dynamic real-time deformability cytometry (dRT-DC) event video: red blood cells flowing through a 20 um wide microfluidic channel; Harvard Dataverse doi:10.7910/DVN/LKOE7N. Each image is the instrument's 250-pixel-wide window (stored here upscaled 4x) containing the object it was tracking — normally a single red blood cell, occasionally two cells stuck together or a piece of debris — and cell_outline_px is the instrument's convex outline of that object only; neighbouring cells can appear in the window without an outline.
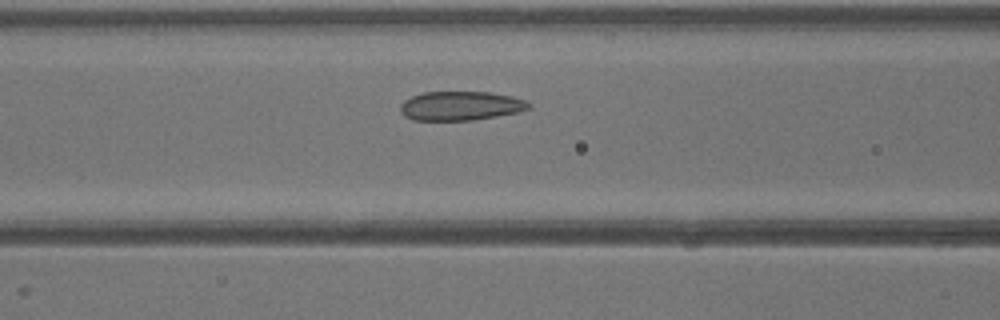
{"species": "common noctule bat (a hibernating species)", "species_latin": "Nyctalus noctula", "temperature_condition": "warm", "stored_images_in_passage": 28, "camera_frame_rate_fps": 3000, "um_per_image_px": 0.085, "animal": {"sex": "male", "body_mass_g": 13.3}, "frame": {"image": 1, "passage_image": 5, "time_ms": 1.333, "image_size_px": [1000, 320], "cell_outline_px": [[532, 108], [520, 112], [472, 120], [412, 120], [404, 116], [400, 112], [400, 104], [404, 100], [412, 96], [424, 92], [492, 92], [512, 96], [524, 100], [532, 104]], "centroid_in_image_um": [39.17, 9.0], "position_along_channel_um": 127.4, "area_um2": 21.96}}
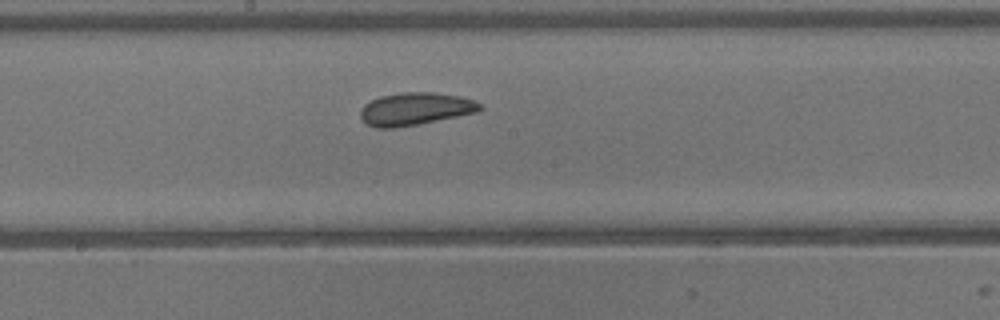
{"frame": {"image": 2, "passage_image": 10, "time_ms": 3.0, "image_size_px": [1000, 320], "cell_outline_px": [[484, 108], [476, 112], [396, 128], [376, 128], [368, 124], [360, 116], [360, 112], [364, 104], [380, 96], [404, 92], [432, 92], [460, 96], [472, 100], [480, 104]], "centroid_in_image_um": [35.27, 9.25], "position_along_channel_um": 212.9, "area_um2": 22.37}}
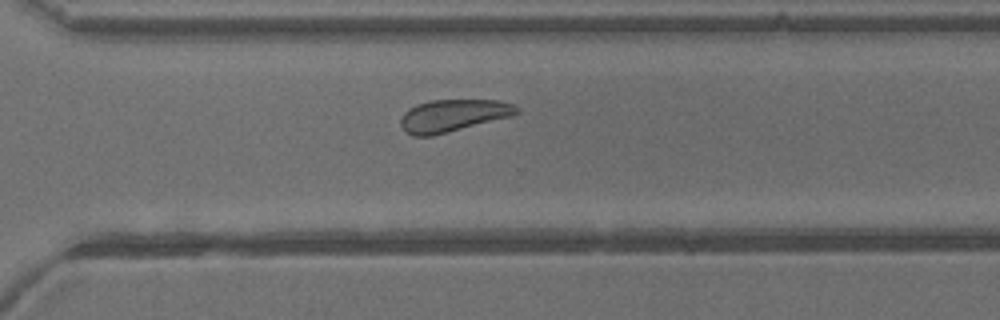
{"frame": {"image": 3, "passage_image": 17, "time_ms": 5.333, "image_size_px": [1000, 320], "cell_outline_px": [[520, 112], [508, 116], [448, 132], [432, 136], [412, 136], [400, 124], [400, 120], [404, 112], [408, 108], [416, 104], [432, 100], [496, 100], [512, 104], [520, 108]], "centroid_in_image_um": [38.46, 9.81], "position_along_channel_um": 332.1, "area_um2": 21.44}}